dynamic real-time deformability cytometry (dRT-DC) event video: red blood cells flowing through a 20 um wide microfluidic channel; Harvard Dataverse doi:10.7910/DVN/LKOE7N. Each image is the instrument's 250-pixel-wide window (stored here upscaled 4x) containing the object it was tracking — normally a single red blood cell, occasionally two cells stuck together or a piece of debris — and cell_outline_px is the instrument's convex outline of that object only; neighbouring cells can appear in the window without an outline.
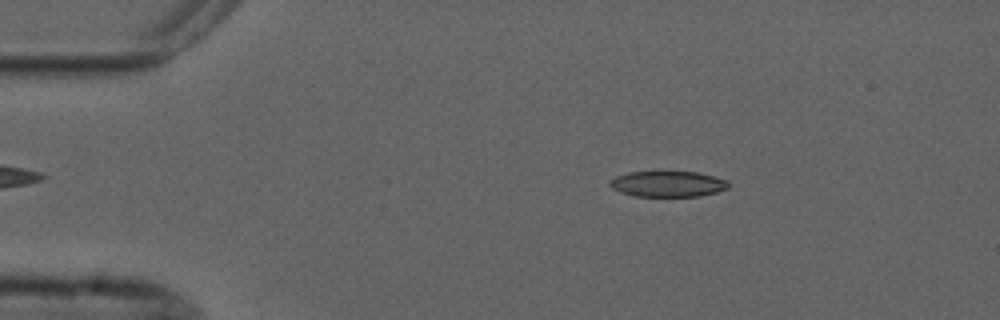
{"species": "common noctule bat (a hibernating species)", "species_latin": "Nyctalus noctula", "temperature_condition": "cold", "stored_images_in_passage": 4, "camera_frame_rate_fps": 3000, "um_per_image_px": 0.085, "animal": {"sex": "male", "forearm_length_mm": 52.5}, "frame": {"image": 1, "passage_image": 2, "time_ms": 1.333, "image_size_px": [1000, 320], "cell_outline_px": [[728, 188], [716, 192], [700, 196], [636, 196], [620, 192], [612, 188], [608, 184], [608, 180], [616, 176], [628, 172], [660, 168], [664, 168], [696, 172], [728, 180]], "centroid_in_image_um": [56.7, 15.57], "position_along_channel_um": 28.3, "area_um2": 18.79}}
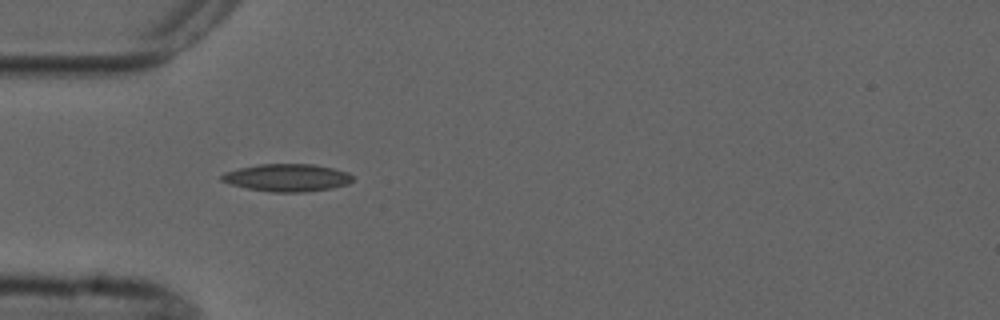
{"frame": {"image": 2, "passage_image": 4, "time_ms": 3.667, "image_size_px": [1000, 320], "cell_outline_px": [[352, 180], [348, 184], [332, 188], [304, 192], [272, 192], [248, 188], [232, 184], [220, 180], [220, 176], [224, 172], [240, 168], [260, 164], [312, 164], [332, 168], [348, 172], [352, 176]], "centroid_in_image_um": [24.41, 15.1], "position_along_channel_um": 60.6, "area_um2": 20.87}}